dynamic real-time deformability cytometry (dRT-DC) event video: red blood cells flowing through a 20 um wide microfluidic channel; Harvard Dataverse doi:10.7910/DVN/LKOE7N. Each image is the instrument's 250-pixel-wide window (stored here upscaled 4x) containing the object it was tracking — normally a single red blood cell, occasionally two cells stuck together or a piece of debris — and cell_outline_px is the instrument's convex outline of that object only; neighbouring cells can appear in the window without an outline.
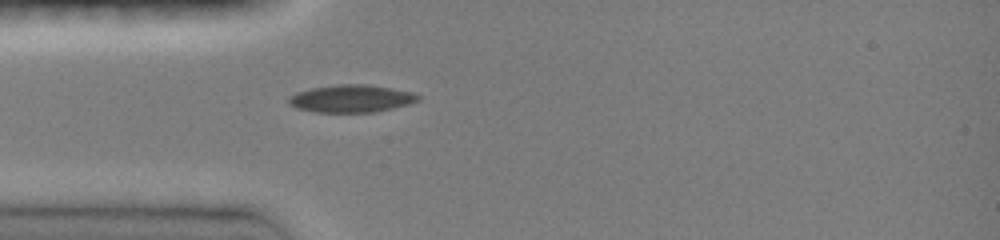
{"species": "common noctule bat (a hibernating species)", "species_latin": "Nyctalus noctula", "temperature_condition": "room temperature", "stored_images_in_passage": 1, "camera_frame_rate_fps": 3000, "um_per_image_px": 0.085, "animal": {"sex": "female", "body_mass_g": 19.0, "forearm_length_mm": 51.5}, "frame": {"image": 1, "passage_image": 1, "time_ms": 0.0, "image_size_px": [1000, 240], "cell_outline_px": [[420, 100], [408, 104], [376, 112], [316, 112], [296, 108], [288, 104], [288, 96], [296, 92], [312, 88], [340, 84], [368, 84], [392, 88], [412, 92], [420, 96]], "centroid_in_image_um": [29.84, 8.38], "position_along_channel_um": 55.2, "area_um2": 20.81}}